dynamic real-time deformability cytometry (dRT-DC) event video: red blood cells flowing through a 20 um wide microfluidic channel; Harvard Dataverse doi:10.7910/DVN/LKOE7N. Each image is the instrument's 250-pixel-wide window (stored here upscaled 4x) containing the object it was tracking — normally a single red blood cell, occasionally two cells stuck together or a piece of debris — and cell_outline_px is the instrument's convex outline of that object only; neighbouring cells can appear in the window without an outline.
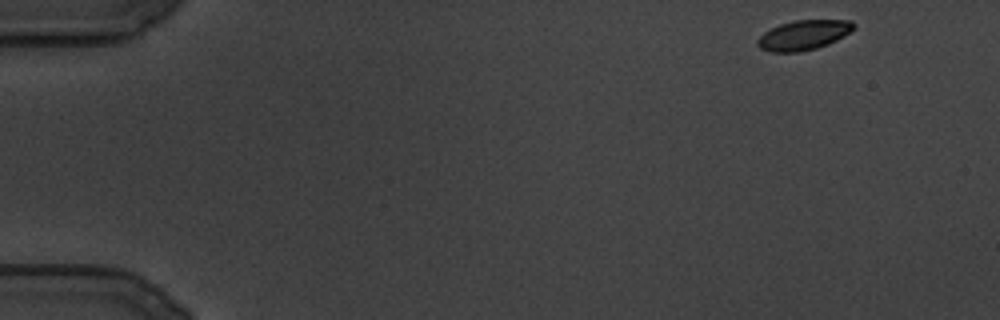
{"species": "common noctule bat (a hibernating species)", "species_latin": "Nyctalus noctula", "temperature_condition": "cold", "stored_images_in_passage": 99, "camera_frame_rate_fps": 3000, "um_per_image_px": 0.085, "animal": {"sex": "male", "body_mass_g": 19.5, "forearm_length_mm": 54.6}, "frame": {"image": 1, "passage_image": 1, "time_ms": 0.0, "image_size_px": [1000, 320], "cell_outline_px": [[856, 28], [844, 36], [828, 44], [816, 48], [800, 52], [768, 52], [760, 48], [756, 44], [756, 40], [764, 32], [780, 24], [792, 20], [852, 20], [856, 24]], "centroid_in_image_um": [68.31, 2.98], "position_along_channel_um": 16.7, "area_um2": 16.88}}
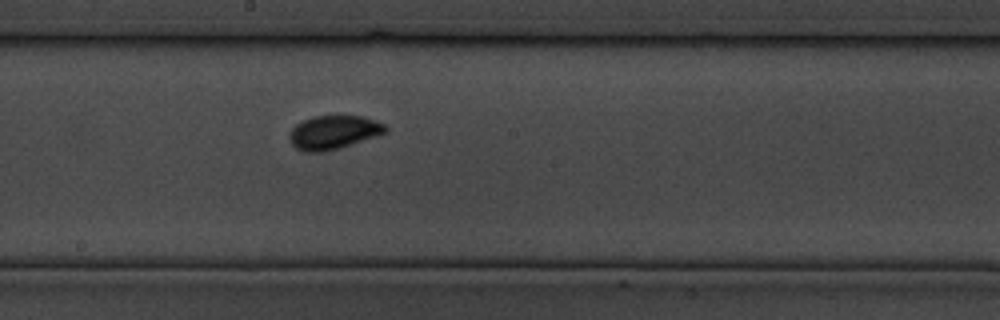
{"frame": {"image": 2, "passage_image": 58, "time_ms": 19.0, "image_size_px": [1000, 320], "cell_outline_px": [[388, 132], [340, 148], [324, 152], [304, 152], [296, 148], [292, 144], [288, 136], [292, 128], [296, 124], [304, 120], [316, 116], [360, 116], [384, 124], [388, 128]], "centroid_in_image_um": [28.33, 11.26], "position_along_channel_um": 219.9, "area_um2": 18.73}}
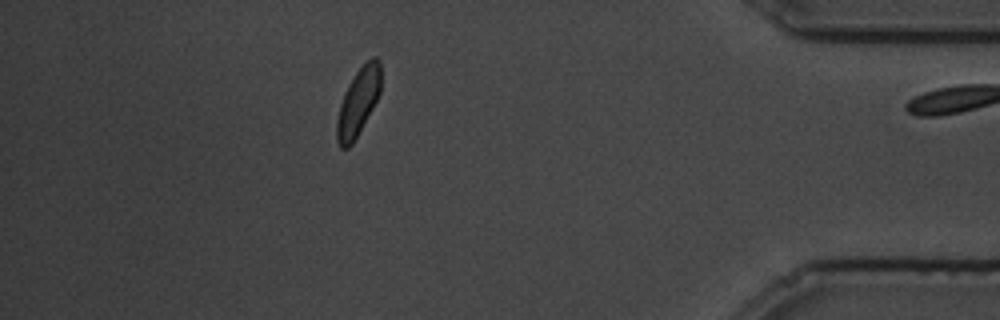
{"frame": {"image": 3, "passage_image": 98, "time_ms": 32.333, "image_size_px": [1000, 320], "cell_outline_px": [[380, 92], [372, 108], [352, 144], [348, 148], [340, 148], [336, 140], [336, 120], [340, 104], [344, 92], [348, 84], [356, 72], [372, 56], [376, 56], [380, 60]], "centroid_in_image_um": [30.42, 8.67], "position_along_channel_um": 404.8, "area_um2": 17.11}}